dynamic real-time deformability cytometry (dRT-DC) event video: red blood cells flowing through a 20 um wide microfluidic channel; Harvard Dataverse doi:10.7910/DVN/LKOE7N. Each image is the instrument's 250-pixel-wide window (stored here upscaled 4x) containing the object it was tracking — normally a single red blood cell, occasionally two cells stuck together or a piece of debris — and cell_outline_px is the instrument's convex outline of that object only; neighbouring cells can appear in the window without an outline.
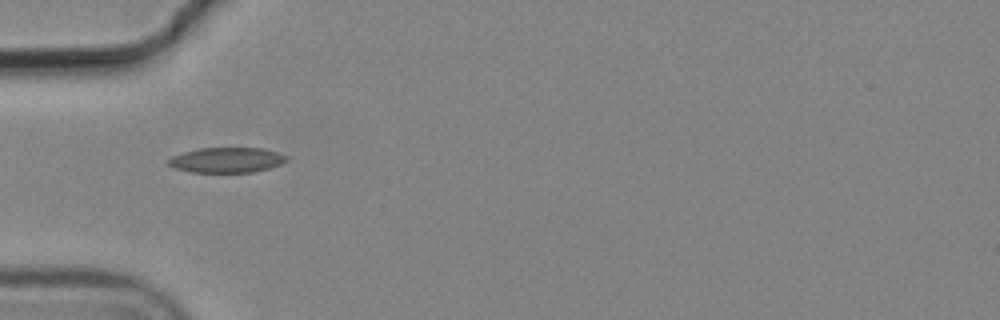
{"species": "common noctule bat (a hibernating species)", "species_latin": "Nyctalus noctula", "temperature_condition": "cold", "stored_images_in_passage": 5, "camera_frame_rate_fps": 3000, "um_per_image_px": 0.085, "animal": {"sex": "male", "body_mass_g": 19.2, "forearm_length_mm": 51.8}, "frame": {"image": 1, "passage_image": 4, "time_ms": 1.0, "image_size_px": [1000, 320], "cell_outline_px": [[288, 160], [280, 164], [268, 168], [252, 172], [192, 172], [176, 168], [168, 164], [168, 160], [172, 156], [184, 152], [200, 148], [264, 148], [288, 156]], "centroid_in_image_um": [19.29, 13.59], "position_along_channel_um": 65.7, "area_um2": 17.17}}
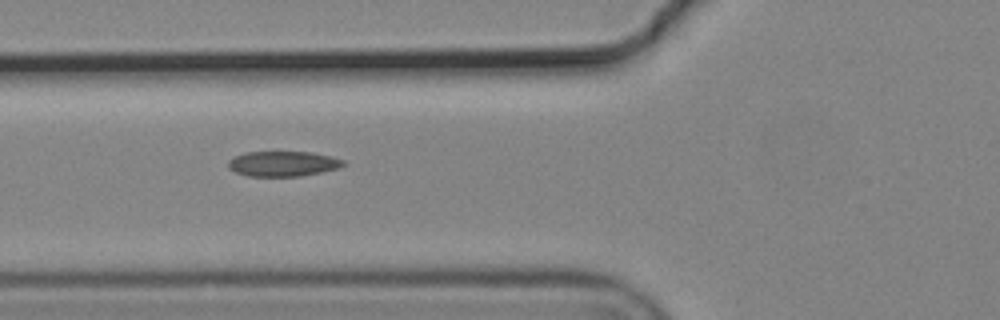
{"frame": {"image": 2, "passage_image": 5, "time_ms": 1.333, "image_size_px": [1000, 320], "cell_outline_px": [[348, 164], [340, 168], [324, 172], [300, 176], [248, 176], [236, 172], [228, 168], [228, 160], [232, 156], [244, 152], [312, 152], [332, 156], [344, 160]], "centroid_in_image_um": [24.08, 13.91], "position_along_channel_um": 101.7, "area_um2": 17.22}}